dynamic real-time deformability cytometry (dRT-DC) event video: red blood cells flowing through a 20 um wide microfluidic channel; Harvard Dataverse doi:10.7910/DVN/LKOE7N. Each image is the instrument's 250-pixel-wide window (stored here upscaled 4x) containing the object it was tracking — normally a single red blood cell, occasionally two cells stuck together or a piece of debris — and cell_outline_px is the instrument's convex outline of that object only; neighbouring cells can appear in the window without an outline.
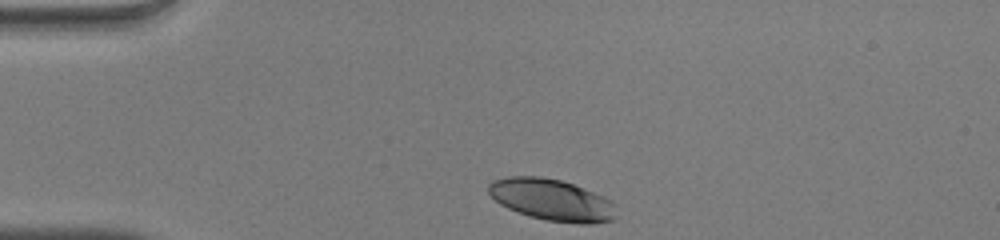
{"species": "human", "species_latin": "Homo sapiens", "temperature_condition": "warm", "stored_images_in_passage": 31, "camera_frame_rate_fps": 3000, "um_per_image_px": 0.085, "donor": {"sex": "male"}, "frame": {"image": 1, "passage_image": 1, "time_ms": 0.0, "image_size_px": [1000, 240], "cell_outline_px": [[616, 204], [612, 220], [592, 224], [580, 224], [544, 220], [528, 216], [508, 208], [500, 204], [488, 192], [488, 184], [492, 180], [508, 176], [540, 176], [560, 180], [572, 184], [604, 196], [612, 200]], "centroid_in_image_um": [46.89, 16.99], "position_along_channel_um": 38.1, "area_um2": 31.04}}
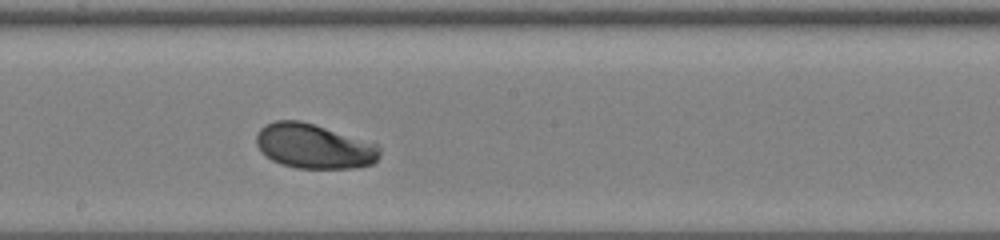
{"frame": {"image": 2, "passage_image": 18, "time_ms": 5.667, "image_size_px": [1000, 240], "cell_outline_px": [[380, 156], [372, 164], [356, 168], [296, 168], [280, 164], [272, 160], [260, 152], [256, 144], [256, 132], [260, 128], [276, 120], [300, 120], [380, 144]], "centroid_in_image_um": [26.69, 12.43], "position_along_channel_um": 221.5, "area_um2": 32.43}}
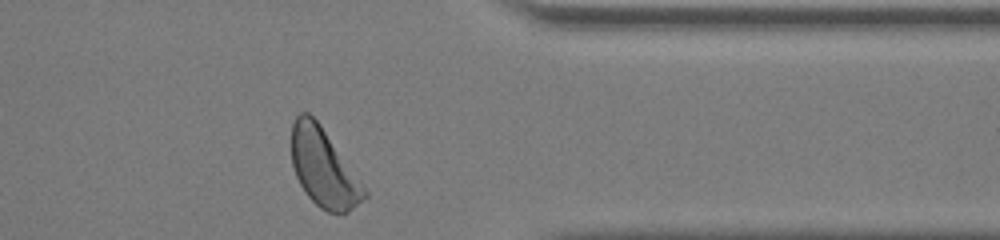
{"frame": {"image": 3, "passage_image": 31, "time_ms": 10.0, "image_size_px": [1000, 240], "cell_outline_px": [[368, 196], [364, 200], [348, 212], [328, 212], [320, 208], [304, 192], [296, 176], [292, 164], [292, 124], [296, 116], [300, 112], [308, 112], [320, 124], [360, 180], [368, 192]], "centroid_in_image_um": [27.5, 14.27], "position_along_channel_um": 383.9, "area_um2": 32.83}, "authors_computed_cell_mechanics": {"area_um2": 32.0212, "velocity_mm_per_s": 3.9939, "shape_relaxation_time_tau1_ms": 2.0147, "shape_relaxation_time_tau2_ms": null, "deformation_change_tau1": 0.1332, "deformation_change_tau2": null}}